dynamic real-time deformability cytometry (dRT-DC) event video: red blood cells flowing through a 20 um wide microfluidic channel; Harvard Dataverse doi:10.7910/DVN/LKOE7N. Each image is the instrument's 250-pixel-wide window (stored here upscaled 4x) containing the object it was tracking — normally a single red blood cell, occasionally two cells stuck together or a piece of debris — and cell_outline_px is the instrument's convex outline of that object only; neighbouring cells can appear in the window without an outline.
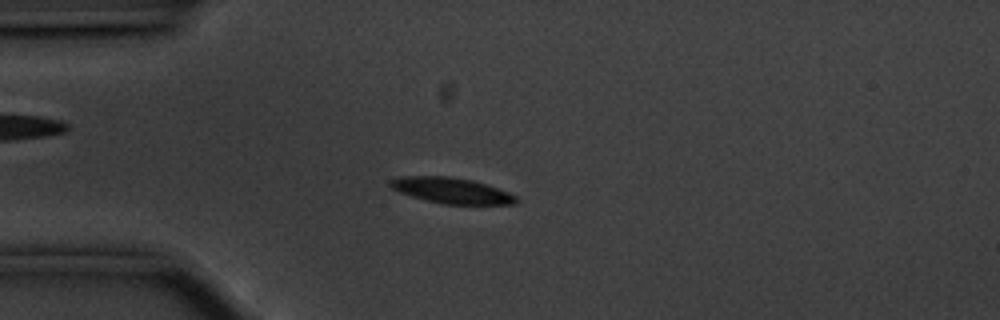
{"species": "common noctule bat (a hibernating species)", "species_latin": "Nyctalus noctula", "temperature_condition": "cold", "stored_images_in_passage": 56, "camera_frame_rate_fps": 3000, "um_per_image_px": 0.085, "animal": {"sex": "male", "body_mass_g": 20.1, "forearm_length_mm": 53.5}, "frame": {"image": 1, "passage_image": 14, "time_ms": 4.333, "image_size_px": [1000, 320], "cell_outline_px": [[516, 204], [444, 204], [412, 196], [400, 192], [392, 188], [388, 184], [388, 180], [400, 176], [448, 176], [472, 180], [508, 192], [516, 196]], "centroid_in_image_um": [38.33, 16.18], "position_along_channel_um": 46.7, "area_um2": 18.61}}
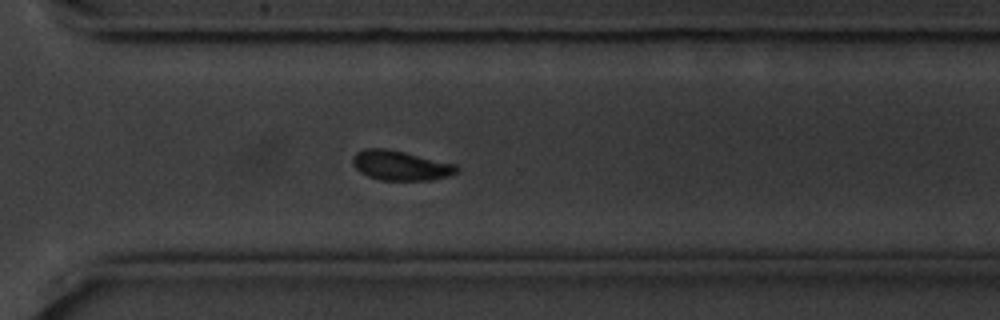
{"frame": {"image": 2, "passage_image": 40, "time_ms": 13.0, "image_size_px": [1000, 320], "cell_outline_px": [[460, 172], [448, 176], [428, 180], [380, 180], [368, 176], [360, 172], [352, 164], [352, 156], [356, 152], [364, 148], [384, 148], [404, 152], [456, 164], [460, 168]], "centroid_in_image_um": [34.04, 14.06], "position_along_channel_um": 336.6, "area_um2": 18.09}}
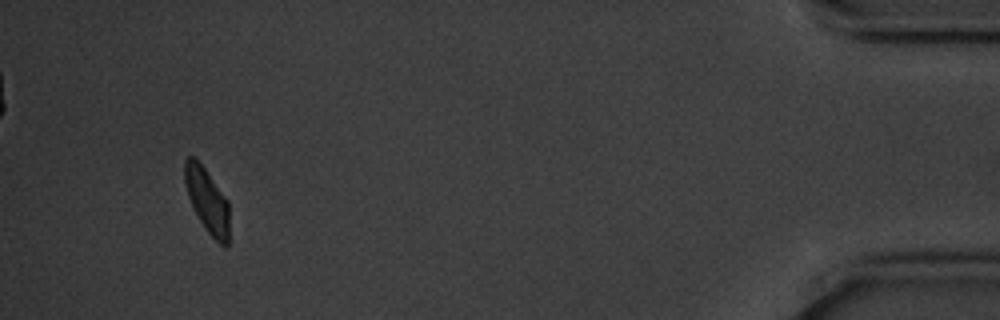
{"frame": {"image": 3, "passage_image": 53, "time_ms": 17.333, "image_size_px": [1000, 320], "cell_outline_px": [[228, 244], [224, 248], [204, 228], [192, 208], [188, 196], [184, 180], [184, 160], [188, 156], [192, 156], [204, 168], [228, 200]], "centroid_in_image_um": [17.59, 17.05], "position_along_channel_um": 417.6, "area_um2": 16.65}, "authors_computed_cell_mechanics": {"area_um2": 18.3515, "velocity_mm_per_s": 3.5147, "shape_relaxation_time_tau1_ms": 1.9938, "shape_relaxation_time_tau2_ms": null, "deformation_change_tau1": 0.1165, "deformation_change_tau2": null}}